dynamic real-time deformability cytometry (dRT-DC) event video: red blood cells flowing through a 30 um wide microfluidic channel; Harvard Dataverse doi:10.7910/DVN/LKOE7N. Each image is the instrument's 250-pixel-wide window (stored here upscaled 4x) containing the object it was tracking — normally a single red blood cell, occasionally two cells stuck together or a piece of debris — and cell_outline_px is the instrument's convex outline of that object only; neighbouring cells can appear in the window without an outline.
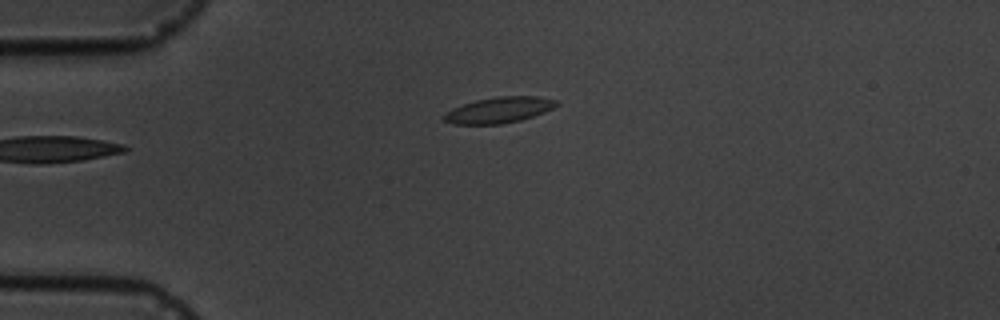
{"species": "common noctule bat (a hibernating species)", "species_latin": "Nyctalus noctula", "temperature_condition": "cold", "stored_images_in_passage": 3, "camera_frame_rate_fps": 3000, "um_per_image_px": 0.085, "animal": {"sex": "male", "body_mass_g": 19.5, "forearm_length_mm": 54.6}, "frame": {"image": 1, "passage_image": 3, "time_ms": 2.333, "image_size_px": [1000, 320], "cell_outline_px": [[560, 104], [544, 112], [520, 120], [500, 124], [452, 124], [444, 120], [440, 116], [444, 112], [452, 108], [476, 100], [496, 96], [536, 96], [556, 100]], "centroid_in_image_um": [42.37, 9.35], "position_along_channel_um": 42.6, "area_um2": 16.99}}